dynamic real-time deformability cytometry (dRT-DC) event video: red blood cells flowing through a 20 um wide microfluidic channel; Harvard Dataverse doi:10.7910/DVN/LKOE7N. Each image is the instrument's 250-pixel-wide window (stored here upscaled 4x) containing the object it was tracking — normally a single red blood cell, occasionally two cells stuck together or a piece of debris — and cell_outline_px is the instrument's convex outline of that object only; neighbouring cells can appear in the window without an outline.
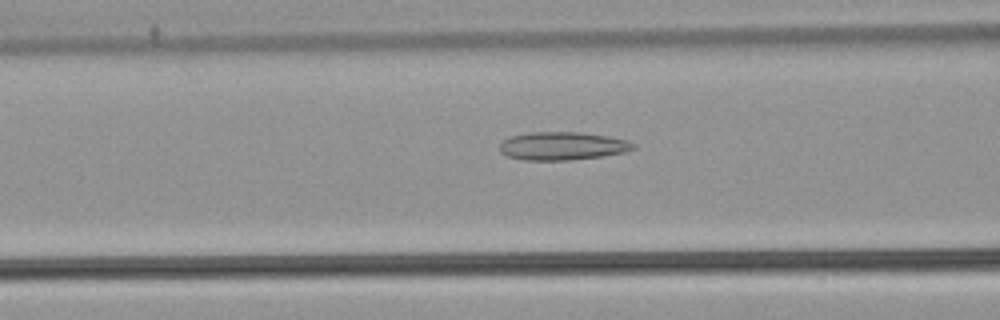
{"species": "common noctule bat (a hibernating species)", "species_latin": "Nyctalus noctula", "temperature_condition": "warm", "stored_images_in_passage": 37, "camera_frame_rate_fps": 3000, "um_per_image_px": 0.085, "animal": {"sex": "male", "body_mass_g": 21.5, "forearm_length_mm": 52.0}, "frame": {"image": 1, "passage_image": 6, "time_ms": 1.667, "image_size_px": [1000, 320], "cell_outline_px": [[636, 148], [624, 152], [600, 156], [572, 160], [524, 160], [508, 156], [500, 152], [500, 144], [504, 140], [512, 136], [532, 132], [580, 132], [608, 136], [628, 140], [636, 144]], "centroid_in_image_um": [47.83, 12.41], "position_along_channel_um": 118.8, "area_um2": 21.85}}
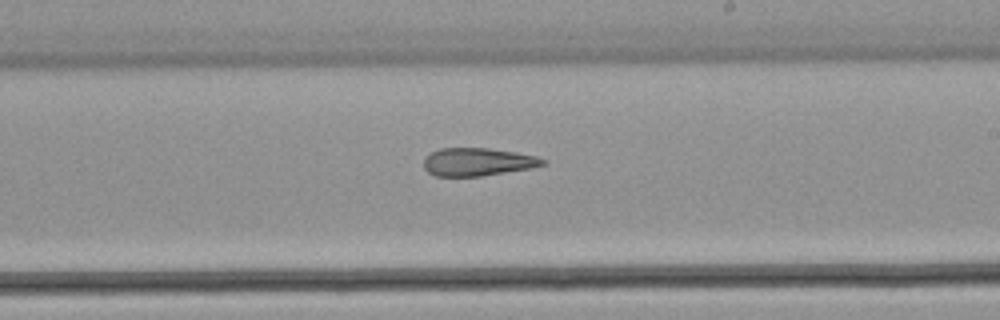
{"frame": {"image": 2, "passage_image": 16, "time_ms": 5.0, "image_size_px": [1000, 320], "cell_outline_px": [[548, 160], [544, 164], [528, 168], [480, 176], [436, 176], [428, 172], [424, 168], [424, 156], [440, 148], [488, 148], [516, 152], [536, 156]], "centroid_in_image_um": [40.57, 13.75], "position_along_channel_um": 248.4, "area_um2": 19.25}}
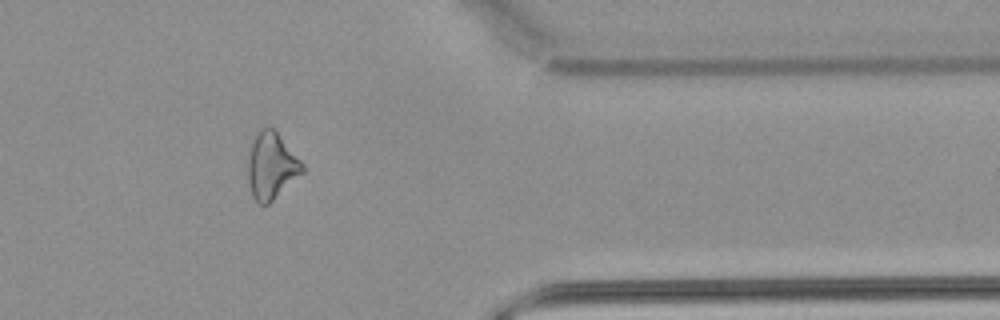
{"frame": {"image": 3, "passage_image": 28, "time_ms": 9.0, "image_size_px": [1000, 320], "cell_outline_px": [[304, 172], [268, 204], [260, 204], [252, 196], [248, 180], [248, 156], [252, 140], [256, 132], [264, 124], [272, 128], [276, 132], [304, 164]], "centroid_in_image_um": [23.05, 14.07], "position_along_channel_um": 388.3, "area_um2": 21.1}, "authors_computed_cell_mechanics": {"area_um2": 20.808, "velocity_mm_per_s": 3.8946, "shape_relaxation_time_tau1_ms": null, "shape_relaxation_time_tau2_ms": 3.1998, "deformation_change_tau1": null, "deformation_change_tau2": 0.1425}}